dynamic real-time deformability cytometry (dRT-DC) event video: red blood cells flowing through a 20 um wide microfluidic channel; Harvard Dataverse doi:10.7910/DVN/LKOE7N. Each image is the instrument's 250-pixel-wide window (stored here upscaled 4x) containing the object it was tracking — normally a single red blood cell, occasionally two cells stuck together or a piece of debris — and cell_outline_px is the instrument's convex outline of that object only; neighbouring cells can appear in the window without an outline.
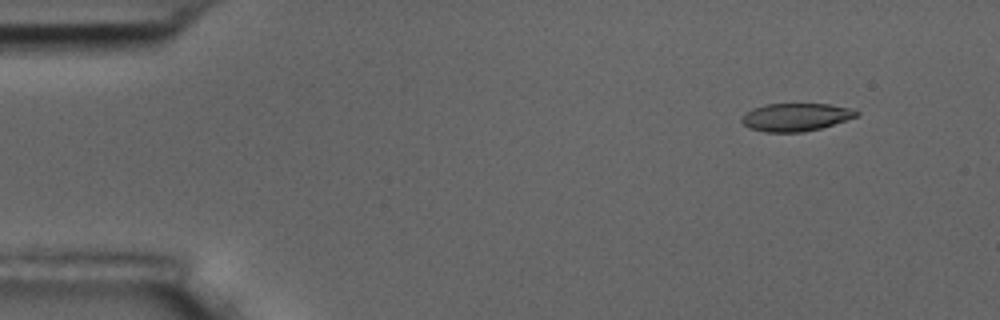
{"species": "common noctule bat (a hibernating species)", "species_latin": "Nyctalus noctula", "temperature_condition": "room temperature", "stored_images_in_passage": 8, "camera_frame_rate_fps": 3000, "um_per_image_px": 0.085, "animal": {"sex": "male", "body_mass_g": 17.5, "forearm_length_mm": 52.3}, "frame": {"image": 1, "passage_image": 2, "time_ms": 1.333, "image_size_px": [1000, 320], "cell_outline_px": [[860, 112], [856, 116], [820, 128], [804, 132], [764, 132], [748, 128], [740, 120], [752, 108], [768, 104], [828, 104], [856, 108]], "centroid_in_image_um": [67.65, 9.95], "position_along_channel_um": 17.3, "area_um2": 18.55}}
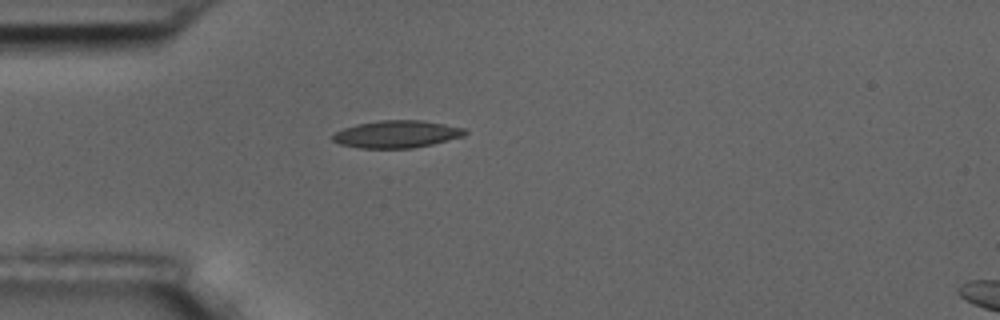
{"frame": {"image": 2, "passage_image": 5, "time_ms": 4.667, "image_size_px": [1000, 320], "cell_outline_px": [[468, 132], [464, 136], [432, 144], [412, 148], [360, 148], [340, 144], [332, 140], [332, 136], [336, 132], [344, 128], [356, 124], [380, 120], [424, 120], [468, 128]], "centroid_in_image_um": [33.77, 11.39], "position_along_channel_um": 51.2, "area_um2": 21.21}}